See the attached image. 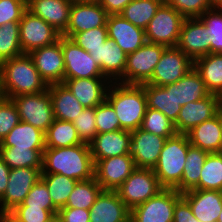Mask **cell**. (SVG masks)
<instances>
[{
    "instance_id": "cell-1",
    "label": "cell",
    "mask_w": 222,
    "mask_h": 222,
    "mask_svg": "<svg viewBox=\"0 0 222 222\" xmlns=\"http://www.w3.org/2000/svg\"><path fill=\"white\" fill-rule=\"evenodd\" d=\"M95 163L89 144L64 148H45L41 174H61L77 181L94 177Z\"/></svg>"
},
{
    "instance_id": "cell-2",
    "label": "cell",
    "mask_w": 222,
    "mask_h": 222,
    "mask_svg": "<svg viewBox=\"0 0 222 222\" xmlns=\"http://www.w3.org/2000/svg\"><path fill=\"white\" fill-rule=\"evenodd\" d=\"M2 97L11 99L23 94H35L48 89L29 54L13 57L0 64Z\"/></svg>"
},
{
    "instance_id": "cell-3",
    "label": "cell",
    "mask_w": 222,
    "mask_h": 222,
    "mask_svg": "<svg viewBox=\"0 0 222 222\" xmlns=\"http://www.w3.org/2000/svg\"><path fill=\"white\" fill-rule=\"evenodd\" d=\"M106 100L114 108L121 130L132 132L141 128L148 108L144 84L112 82Z\"/></svg>"
},
{
    "instance_id": "cell-4",
    "label": "cell",
    "mask_w": 222,
    "mask_h": 222,
    "mask_svg": "<svg viewBox=\"0 0 222 222\" xmlns=\"http://www.w3.org/2000/svg\"><path fill=\"white\" fill-rule=\"evenodd\" d=\"M189 146L187 134L177 133L166 139L158 162L153 168L163 188L175 189L181 183Z\"/></svg>"
},
{
    "instance_id": "cell-5",
    "label": "cell",
    "mask_w": 222,
    "mask_h": 222,
    "mask_svg": "<svg viewBox=\"0 0 222 222\" xmlns=\"http://www.w3.org/2000/svg\"><path fill=\"white\" fill-rule=\"evenodd\" d=\"M163 189L153 169L136 168L115 191L131 210L156 196Z\"/></svg>"
},
{
    "instance_id": "cell-6",
    "label": "cell",
    "mask_w": 222,
    "mask_h": 222,
    "mask_svg": "<svg viewBox=\"0 0 222 222\" xmlns=\"http://www.w3.org/2000/svg\"><path fill=\"white\" fill-rule=\"evenodd\" d=\"M184 20L170 5L162 3L145 29L146 42L177 47Z\"/></svg>"
},
{
    "instance_id": "cell-7",
    "label": "cell",
    "mask_w": 222,
    "mask_h": 222,
    "mask_svg": "<svg viewBox=\"0 0 222 222\" xmlns=\"http://www.w3.org/2000/svg\"><path fill=\"white\" fill-rule=\"evenodd\" d=\"M11 100L17 107L20 120L44 133L55 120L48 89L35 94L18 95L12 97Z\"/></svg>"
},
{
    "instance_id": "cell-8",
    "label": "cell",
    "mask_w": 222,
    "mask_h": 222,
    "mask_svg": "<svg viewBox=\"0 0 222 222\" xmlns=\"http://www.w3.org/2000/svg\"><path fill=\"white\" fill-rule=\"evenodd\" d=\"M165 45L145 42L139 49L127 55L124 70V84L142 85L147 83Z\"/></svg>"
},
{
    "instance_id": "cell-9",
    "label": "cell",
    "mask_w": 222,
    "mask_h": 222,
    "mask_svg": "<svg viewBox=\"0 0 222 222\" xmlns=\"http://www.w3.org/2000/svg\"><path fill=\"white\" fill-rule=\"evenodd\" d=\"M20 44L23 54L51 45L59 40L61 33L41 17L26 10L19 22Z\"/></svg>"
},
{
    "instance_id": "cell-10",
    "label": "cell",
    "mask_w": 222,
    "mask_h": 222,
    "mask_svg": "<svg viewBox=\"0 0 222 222\" xmlns=\"http://www.w3.org/2000/svg\"><path fill=\"white\" fill-rule=\"evenodd\" d=\"M182 197L175 189L161 190L130 210V222H173L175 203Z\"/></svg>"
},
{
    "instance_id": "cell-11",
    "label": "cell",
    "mask_w": 222,
    "mask_h": 222,
    "mask_svg": "<svg viewBox=\"0 0 222 222\" xmlns=\"http://www.w3.org/2000/svg\"><path fill=\"white\" fill-rule=\"evenodd\" d=\"M192 68L194 62L178 47H166L156 64L151 79L145 84L165 86L176 83Z\"/></svg>"
},
{
    "instance_id": "cell-12",
    "label": "cell",
    "mask_w": 222,
    "mask_h": 222,
    "mask_svg": "<svg viewBox=\"0 0 222 222\" xmlns=\"http://www.w3.org/2000/svg\"><path fill=\"white\" fill-rule=\"evenodd\" d=\"M42 169L16 168L9 173L8 186L0 199V221L17 205L22 204L25 197L40 179Z\"/></svg>"
},
{
    "instance_id": "cell-13",
    "label": "cell",
    "mask_w": 222,
    "mask_h": 222,
    "mask_svg": "<svg viewBox=\"0 0 222 222\" xmlns=\"http://www.w3.org/2000/svg\"><path fill=\"white\" fill-rule=\"evenodd\" d=\"M62 51L65 65L64 79L106 78L91 54L63 35Z\"/></svg>"
},
{
    "instance_id": "cell-14",
    "label": "cell",
    "mask_w": 222,
    "mask_h": 222,
    "mask_svg": "<svg viewBox=\"0 0 222 222\" xmlns=\"http://www.w3.org/2000/svg\"><path fill=\"white\" fill-rule=\"evenodd\" d=\"M29 55L47 85L63 83L65 65L62 35L55 43L36 49L30 52Z\"/></svg>"
},
{
    "instance_id": "cell-15",
    "label": "cell",
    "mask_w": 222,
    "mask_h": 222,
    "mask_svg": "<svg viewBox=\"0 0 222 222\" xmlns=\"http://www.w3.org/2000/svg\"><path fill=\"white\" fill-rule=\"evenodd\" d=\"M136 169L131 154L97 160L94 177L103 190L115 191Z\"/></svg>"
},
{
    "instance_id": "cell-16",
    "label": "cell",
    "mask_w": 222,
    "mask_h": 222,
    "mask_svg": "<svg viewBox=\"0 0 222 222\" xmlns=\"http://www.w3.org/2000/svg\"><path fill=\"white\" fill-rule=\"evenodd\" d=\"M107 17L108 14L100 3L74 0L68 26L61 35L70 38L74 33L106 26Z\"/></svg>"
},
{
    "instance_id": "cell-17",
    "label": "cell",
    "mask_w": 222,
    "mask_h": 222,
    "mask_svg": "<svg viewBox=\"0 0 222 222\" xmlns=\"http://www.w3.org/2000/svg\"><path fill=\"white\" fill-rule=\"evenodd\" d=\"M221 110V97L209 94L204 99L190 102L181 107L174 123L177 133L186 134L193 127L211 119Z\"/></svg>"
},
{
    "instance_id": "cell-18",
    "label": "cell",
    "mask_w": 222,
    "mask_h": 222,
    "mask_svg": "<svg viewBox=\"0 0 222 222\" xmlns=\"http://www.w3.org/2000/svg\"><path fill=\"white\" fill-rule=\"evenodd\" d=\"M167 138L169 137L154 135L141 128L132 131L130 154L136 168L153 169Z\"/></svg>"
},
{
    "instance_id": "cell-19",
    "label": "cell",
    "mask_w": 222,
    "mask_h": 222,
    "mask_svg": "<svg viewBox=\"0 0 222 222\" xmlns=\"http://www.w3.org/2000/svg\"><path fill=\"white\" fill-rule=\"evenodd\" d=\"M100 66L102 74L111 82L124 83L127 54L110 38L96 49L89 51Z\"/></svg>"
},
{
    "instance_id": "cell-20",
    "label": "cell",
    "mask_w": 222,
    "mask_h": 222,
    "mask_svg": "<svg viewBox=\"0 0 222 222\" xmlns=\"http://www.w3.org/2000/svg\"><path fill=\"white\" fill-rule=\"evenodd\" d=\"M106 26L108 38L114 40L127 55L146 42L145 30L134 26L120 14L108 15Z\"/></svg>"
},
{
    "instance_id": "cell-21",
    "label": "cell",
    "mask_w": 222,
    "mask_h": 222,
    "mask_svg": "<svg viewBox=\"0 0 222 222\" xmlns=\"http://www.w3.org/2000/svg\"><path fill=\"white\" fill-rule=\"evenodd\" d=\"M111 83L107 78H75L63 81L84 108H95L103 103Z\"/></svg>"
},
{
    "instance_id": "cell-22",
    "label": "cell",
    "mask_w": 222,
    "mask_h": 222,
    "mask_svg": "<svg viewBox=\"0 0 222 222\" xmlns=\"http://www.w3.org/2000/svg\"><path fill=\"white\" fill-rule=\"evenodd\" d=\"M177 47L193 62L208 54V29L199 18H185Z\"/></svg>"
},
{
    "instance_id": "cell-23",
    "label": "cell",
    "mask_w": 222,
    "mask_h": 222,
    "mask_svg": "<svg viewBox=\"0 0 222 222\" xmlns=\"http://www.w3.org/2000/svg\"><path fill=\"white\" fill-rule=\"evenodd\" d=\"M89 147L94 163L108 157L130 154L131 132L120 129L97 134L89 143Z\"/></svg>"
},
{
    "instance_id": "cell-24",
    "label": "cell",
    "mask_w": 222,
    "mask_h": 222,
    "mask_svg": "<svg viewBox=\"0 0 222 222\" xmlns=\"http://www.w3.org/2000/svg\"><path fill=\"white\" fill-rule=\"evenodd\" d=\"M200 222H215L222 211V191L192 189L182 193Z\"/></svg>"
},
{
    "instance_id": "cell-25",
    "label": "cell",
    "mask_w": 222,
    "mask_h": 222,
    "mask_svg": "<svg viewBox=\"0 0 222 222\" xmlns=\"http://www.w3.org/2000/svg\"><path fill=\"white\" fill-rule=\"evenodd\" d=\"M89 211L90 222H130V209L116 191L103 190Z\"/></svg>"
},
{
    "instance_id": "cell-26",
    "label": "cell",
    "mask_w": 222,
    "mask_h": 222,
    "mask_svg": "<svg viewBox=\"0 0 222 222\" xmlns=\"http://www.w3.org/2000/svg\"><path fill=\"white\" fill-rule=\"evenodd\" d=\"M74 0H27V10L41 17L61 34L69 23L70 9Z\"/></svg>"
},
{
    "instance_id": "cell-27",
    "label": "cell",
    "mask_w": 222,
    "mask_h": 222,
    "mask_svg": "<svg viewBox=\"0 0 222 222\" xmlns=\"http://www.w3.org/2000/svg\"><path fill=\"white\" fill-rule=\"evenodd\" d=\"M186 134L190 145L208 153H218L222 134V110Z\"/></svg>"
},
{
    "instance_id": "cell-28",
    "label": "cell",
    "mask_w": 222,
    "mask_h": 222,
    "mask_svg": "<svg viewBox=\"0 0 222 222\" xmlns=\"http://www.w3.org/2000/svg\"><path fill=\"white\" fill-rule=\"evenodd\" d=\"M55 119L73 122L84 107L63 84L48 85Z\"/></svg>"
},
{
    "instance_id": "cell-29",
    "label": "cell",
    "mask_w": 222,
    "mask_h": 222,
    "mask_svg": "<svg viewBox=\"0 0 222 222\" xmlns=\"http://www.w3.org/2000/svg\"><path fill=\"white\" fill-rule=\"evenodd\" d=\"M148 108L159 110L173 123L177 121L181 106L174 98V83L165 86L144 84Z\"/></svg>"
},
{
    "instance_id": "cell-30",
    "label": "cell",
    "mask_w": 222,
    "mask_h": 222,
    "mask_svg": "<svg viewBox=\"0 0 222 222\" xmlns=\"http://www.w3.org/2000/svg\"><path fill=\"white\" fill-rule=\"evenodd\" d=\"M0 148L45 149V133L20 121L0 142Z\"/></svg>"
},
{
    "instance_id": "cell-31",
    "label": "cell",
    "mask_w": 222,
    "mask_h": 222,
    "mask_svg": "<svg viewBox=\"0 0 222 222\" xmlns=\"http://www.w3.org/2000/svg\"><path fill=\"white\" fill-rule=\"evenodd\" d=\"M194 69L200 74L207 91L222 97V53H210L196 59Z\"/></svg>"
},
{
    "instance_id": "cell-32",
    "label": "cell",
    "mask_w": 222,
    "mask_h": 222,
    "mask_svg": "<svg viewBox=\"0 0 222 222\" xmlns=\"http://www.w3.org/2000/svg\"><path fill=\"white\" fill-rule=\"evenodd\" d=\"M209 94L200 74L194 68L174 83V98L181 107L204 99Z\"/></svg>"
},
{
    "instance_id": "cell-33",
    "label": "cell",
    "mask_w": 222,
    "mask_h": 222,
    "mask_svg": "<svg viewBox=\"0 0 222 222\" xmlns=\"http://www.w3.org/2000/svg\"><path fill=\"white\" fill-rule=\"evenodd\" d=\"M208 154V152L201 150L200 148L192 145L189 146L181 183L175 188V190L179 193H184L188 190L199 189L201 170Z\"/></svg>"
},
{
    "instance_id": "cell-34",
    "label": "cell",
    "mask_w": 222,
    "mask_h": 222,
    "mask_svg": "<svg viewBox=\"0 0 222 222\" xmlns=\"http://www.w3.org/2000/svg\"><path fill=\"white\" fill-rule=\"evenodd\" d=\"M45 149L0 148V157L10 169L43 168Z\"/></svg>"
},
{
    "instance_id": "cell-35",
    "label": "cell",
    "mask_w": 222,
    "mask_h": 222,
    "mask_svg": "<svg viewBox=\"0 0 222 222\" xmlns=\"http://www.w3.org/2000/svg\"><path fill=\"white\" fill-rule=\"evenodd\" d=\"M72 122L55 119L45 133L46 148H64L82 144Z\"/></svg>"
},
{
    "instance_id": "cell-36",
    "label": "cell",
    "mask_w": 222,
    "mask_h": 222,
    "mask_svg": "<svg viewBox=\"0 0 222 222\" xmlns=\"http://www.w3.org/2000/svg\"><path fill=\"white\" fill-rule=\"evenodd\" d=\"M161 4L156 0H132L120 15L134 26L145 30Z\"/></svg>"
},
{
    "instance_id": "cell-37",
    "label": "cell",
    "mask_w": 222,
    "mask_h": 222,
    "mask_svg": "<svg viewBox=\"0 0 222 222\" xmlns=\"http://www.w3.org/2000/svg\"><path fill=\"white\" fill-rule=\"evenodd\" d=\"M102 191L103 189L97 183L95 177L84 181H77L65 207L90 210Z\"/></svg>"
},
{
    "instance_id": "cell-38",
    "label": "cell",
    "mask_w": 222,
    "mask_h": 222,
    "mask_svg": "<svg viewBox=\"0 0 222 222\" xmlns=\"http://www.w3.org/2000/svg\"><path fill=\"white\" fill-rule=\"evenodd\" d=\"M40 179L46 184L53 205L58 210L65 207L77 180L61 174H41Z\"/></svg>"
},
{
    "instance_id": "cell-39",
    "label": "cell",
    "mask_w": 222,
    "mask_h": 222,
    "mask_svg": "<svg viewBox=\"0 0 222 222\" xmlns=\"http://www.w3.org/2000/svg\"><path fill=\"white\" fill-rule=\"evenodd\" d=\"M199 189L222 191V154H208L201 170Z\"/></svg>"
},
{
    "instance_id": "cell-40",
    "label": "cell",
    "mask_w": 222,
    "mask_h": 222,
    "mask_svg": "<svg viewBox=\"0 0 222 222\" xmlns=\"http://www.w3.org/2000/svg\"><path fill=\"white\" fill-rule=\"evenodd\" d=\"M23 54L19 36V22L0 26V64Z\"/></svg>"
},
{
    "instance_id": "cell-41",
    "label": "cell",
    "mask_w": 222,
    "mask_h": 222,
    "mask_svg": "<svg viewBox=\"0 0 222 222\" xmlns=\"http://www.w3.org/2000/svg\"><path fill=\"white\" fill-rule=\"evenodd\" d=\"M199 19L208 29V54L222 53V9L206 10Z\"/></svg>"
},
{
    "instance_id": "cell-42",
    "label": "cell",
    "mask_w": 222,
    "mask_h": 222,
    "mask_svg": "<svg viewBox=\"0 0 222 222\" xmlns=\"http://www.w3.org/2000/svg\"><path fill=\"white\" fill-rule=\"evenodd\" d=\"M141 129L162 137H172L177 134L174 123L159 110L147 108Z\"/></svg>"
},
{
    "instance_id": "cell-43",
    "label": "cell",
    "mask_w": 222,
    "mask_h": 222,
    "mask_svg": "<svg viewBox=\"0 0 222 222\" xmlns=\"http://www.w3.org/2000/svg\"><path fill=\"white\" fill-rule=\"evenodd\" d=\"M57 213L43 207L16 206L0 222H45Z\"/></svg>"
},
{
    "instance_id": "cell-44",
    "label": "cell",
    "mask_w": 222,
    "mask_h": 222,
    "mask_svg": "<svg viewBox=\"0 0 222 222\" xmlns=\"http://www.w3.org/2000/svg\"><path fill=\"white\" fill-rule=\"evenodd\" d=\"M95 120L97 134L114 132L121 129L116 112L107 100L95 107Z\"/></svg>"
},
{
    "instance_id": "cell-45",
    "label": "cell",
    "mask_w": 222,
    "mask_h": 222,
    "mask_svg": "<svg viewBox=\"0 0 222 222\" xmlns=\"http://www.w3.org/2000/svg\"><path fill=\"white\" fill-rule=\"evenodd\" d=\"M72 123L83 143L89 144L97 135L95 108H84Z\"/></svg>"
},
{
    "instance_id": "cell-46",
    "label": "cell",
    "mask_w": 222,
    "mask_h": 222,
    "mask_svg": "<svg viewBox=\"0 0 222 222\" xmlns=\"http://www.w3.org/2000/svg\"><path fill=\"white\" fill-rule=\"evenodd\" d=\"M108 38L107 26L74 33L70 39L87 52L102 45Z\"/></svg>"
},
{
    "instance_id": "cell-47",
    "label": "cell",
    "mask_w": 222,
    "mask_h": 222,
    "mask_svg": "<svg viewBox=\"0 0 222 222\" xmlns=\"http://www.w3.org/2000/svg\"><path fill=\"white\" fill-rule=\"evenodd\" d=\"M20 121L14 102L9 98L0 97V142Z\"/></svg>"
},
{
    "instance_id": "cell-48",
    "label": "cell",
    "mask_w": 222,
    "mask_h": 222,
    "mask_svg": "<svg viewBox=\"0 0 222 222\" xmlns=\"http://www.w3.org/2000/svg\"><path fill=\"white\" fill-rule=\"evenodd\" d=\"M17 206L43 207L46 210H58L53 205L46 184L41 179L33 185L23 203Z\"/></svg>"
},
{
    "instance_id": "cell-49",
    "label": "cell",
    "mask_w": 222,
    "mask_h": 222,
    "mask_svg": "<svg viewBox=\"0 0 222 222\" xmlns=\"http://www.w3.org/2000/svg\"><path fill=\"white\" fill-rule=\"evenodd\" d=\"M165 3L184 18H199L206 10L212 9L208 0H166Z\"/></svg>"
},
{
    "instance_id": "cell-50",
    "label": "cell",
    "mask_w": 222,
    "mask_h": 222,
    "mask_svg": "<svg viewBox=\"0 0 222 222\" xmlns=\"http://www.w3.org/2000/svg\"><path fill=\"white\" fill-rule=\"evenodd\" d=\"M27 10V0H0V26L8 22H20Z\"/></svg>"
},
{
    "instance_id": "cell-51",
    "label": "cell",
    "mask_w": 222,
    "mask_h": 222,
    "mask_svg": "<svg viewBox=\"0 0 222 222\" xmlns=\"http://www.w3.org/2000/svg\"><path fill=\"white\" fill-rule=\"evenodd\" d=\"M57 214L60 222H90V211L87 209L62 207Z\"/></svg>"
},
{
    "instance_id": "cell-52",
    "label": "cell",
    "mask_w": 222,
    "mask_h": 222,
    "mask_svg": "<svg viewBox=\"0 0 222 222\" xmlns=\"http://www.w3.org/2000/svg\"><path fill=\"white\" fill-rule=\"evenodd\" d=\"M173 222H200L192 213L189 203L181 197L174 206Z\"/></svg>"
},
{
    "instance_id": "cell-53",
    "label": "cell",
    "mask_w": 222,
    "mask_h": 222,
    "mask_svg": "<svg viewBox=\"0 0 222 222\" xmlns=\"http://www.w3.org/2000/svg\"><path fill=\"white\" fill-rule=\"evenodd\" d=\"M132 0H101L100 5L108 15H118Z\"/></svg>"
},
{
    "instance_id": "cell-54",
    "label": "cell",
    "mask_w": 222,
    "mask_h": 222,
    "mask_svg": "<svg viewBox=\"0 0 222 222\" xmlns=\"http://www.w3.org/2000/svg\"><path fill=\"white\" fill-rule=\"evenodd\" d=\"M10 170L11 169L5 164L3 159L0 157V199L3 197L8 186Z\"/></svg>"
},
{
    "instance_id": "cell-55",
    "label": "cell",
    "mask_w": 222,
    "mask_h": 222,
    "mask_svg": "<svg viewBox=\"0 0 222 222\" xmlns=\"http://www.w3.org/2000/svg\"><path fill=\"white\" fill-rule=\"evenodd\" d=\"M211 8L222 9V0H208Z\"/></svg>"
},
{
    "instance_id": "cell-56",
    "label": "cell",
    "mask_w": 222,
    "mask_h": 222,
    "mask_svg": "<svg viewBox=\"0 0 222 222\" xmlns=\"http://www.w3.org/2000/svg\"><path fill=\"white\" fill-rule=\"evenodd\" d=\"M45 222H60L58 214H53L48 220Z\"/></svg>"
},
{
    "instance_id": "cell-57",
    "label": "cell",
    "mask_w": 222,
    "mask_h": 222,
    "mask_svg": "<svg viewBox=\"0 0 222 222\" xmlns=\"http://www.w3.org/2000/svg\"><path fill=\"white\" fill-rule=\"evenodd\" d=\"M219 154H222V134H221V141H220V146H219Z\"/></svg>"
},
{
    "instance_id": "cell-58",
    "label": "cell",
    "mask_w": 222,
    "mask_h": 222,
    "mask_svg": "<svg viewBox=\"0 0 222 222\" xmlns=\"http://www.w3.org/2000/svg\"><path fill=\"white\" fill-rule=\"evenodd\" d=\"M80 1H85V2H98V3H100L101 0H80Z\"/></svg>"
},
{
    "instance_id": "cell-59",
    "label": "cell",
    "mask_w": 222,
    "mask_h": 222,
    "mask_svg": "<svg viewBox=\"0 0 222 222\" xmlns=\"http://www.w3.org/2000/svg\"><path fill=\"white\" fill-rule=\"evenodd\" d=\"M217 221L222 222V211H221V213L219 214V217H218V220H217Z\"/></svg>"
},
{
    "instance_id": "cell-60",
    "label": "cell",
    "mask_w": 222,
    "mask_h": 222,
    "mask_svg": "<svg viewBox=\"0 0 222 222\" xmlns=\"http://www.w3.org/2000/svg\"><path fill=\"white\" fill-rule=\"evenodd\" d=\"M156 1H160V2H162V3H165L166 0H156Z\"/></svg>"
}]
</instances>
